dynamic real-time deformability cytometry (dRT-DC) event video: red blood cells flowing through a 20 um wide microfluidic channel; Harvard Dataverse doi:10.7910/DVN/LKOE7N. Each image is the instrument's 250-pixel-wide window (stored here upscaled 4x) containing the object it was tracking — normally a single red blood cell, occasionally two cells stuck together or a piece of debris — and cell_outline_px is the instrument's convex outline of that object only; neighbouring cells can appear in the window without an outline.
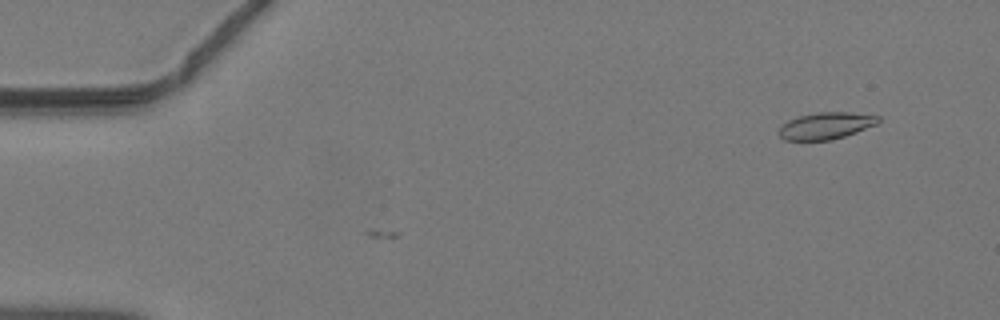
{"species": "common noctule bat (a hibernating species)", "species_latin": "Nyctalus noctula", "temperature_condition": "warm", "stored_images_in_passage": 8, "camera_frame_rate_fps": 3000, "um_per_image_px": 0.085, "animal": {"sex": "male", "body_mass_g": 19.2, "forearm_length_mm": 51.8}, "frame": {"image": 1, "passage_image": 8, "time_ms": 2.333, "image_size_px": [1000, 320], "cell_outline_px": [[880, 120], [876, 124], [856, 132], [844, 136], [828, 140], [784, 140], [776, 132], [788, 120], [796, 116], [816, 112], [848, 112], [880, 116]], "centroid_in_image_um": [70.17, 10.68], "position_along_channel_um": 14.8, "area_um2": 15.49}}